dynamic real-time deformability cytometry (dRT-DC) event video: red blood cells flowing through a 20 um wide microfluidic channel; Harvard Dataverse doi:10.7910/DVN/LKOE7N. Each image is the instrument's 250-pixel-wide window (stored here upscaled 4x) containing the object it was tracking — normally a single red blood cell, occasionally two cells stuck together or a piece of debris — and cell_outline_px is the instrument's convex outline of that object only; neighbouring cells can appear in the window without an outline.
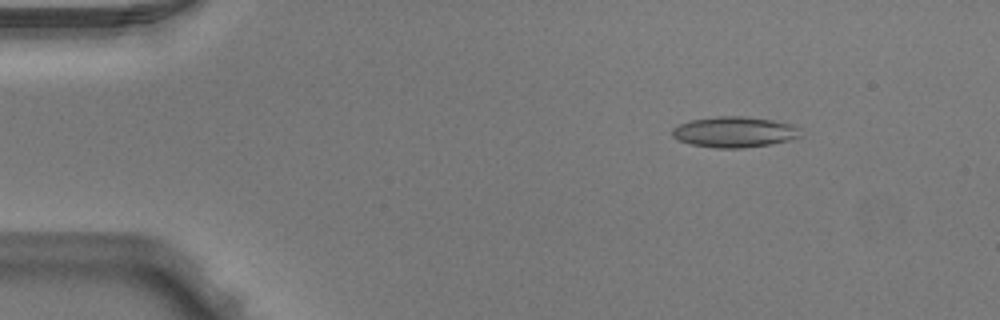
{"species": "Egyptian fruit bat (a non-hibernating species)", "species_latin": "Rousettus aegyptiacus", "temperature_condition": "warm", "stored_images_in_passage": 4, "camera_frame_rate_fps": 3000, "um_per_image_px": 0.085, "animal": {"sex": "male"}, "frame": {"image": 1, "passage_image": 2, "time_ms": 0.333, "image_size_px": [1000, 320], "cell_outline_px": [[804, 136], [792, 140], [744, 148], [716, 148], [692, 144], [680, 140], [672, 136], [672, 128], [680, 124], [692, 120], [716, 116], [744, 116], [772, 120], [796, 124], [800, 128]], "centroid_in_image_um": [62.52, 11.21], "position_along_channel_um": 22.5, "area_um2": 23.18}}